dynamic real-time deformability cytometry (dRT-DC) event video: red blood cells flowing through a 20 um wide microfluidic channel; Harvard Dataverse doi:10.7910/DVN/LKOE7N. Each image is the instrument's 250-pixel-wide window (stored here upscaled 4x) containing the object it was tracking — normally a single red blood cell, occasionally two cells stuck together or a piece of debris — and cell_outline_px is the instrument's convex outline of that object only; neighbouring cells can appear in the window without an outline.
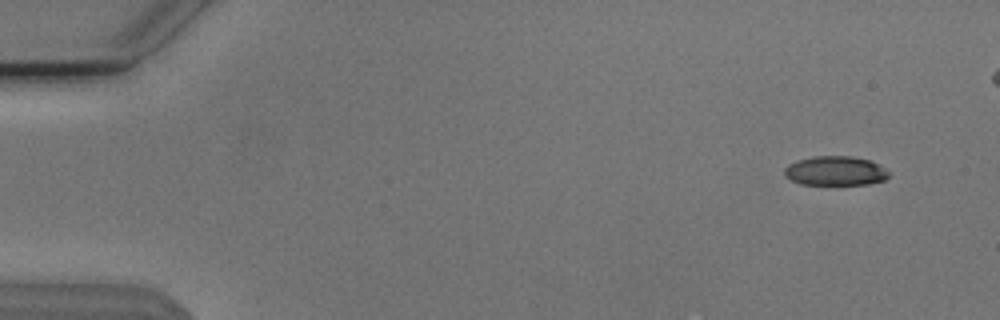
{"species": "Egyptian fruit bat (a non-hibernating species)", "species_latin": "Rousettus aegyptiacus", "temperature_condition": "cold", "stored_images_in_passage": 14, "camera_frame_rate_fps": 3000, "um_per_image_px": 0.085, "animal": {"sex": "male"}, "frame": {"image": 1, "passage_image": 1, "time_ms": 0.0, "image_size_px": [1000, 320], "cell_outline_px": [[888, 176], [884, 180], [868, 184], [800, 184], [784, 176], [784, 168], [788, 164], [796, 160], [816, 156], [848, 156], [868, 160], [884, 168], [888, 172]], "centroid_in_image_um": [70.95, 14.52], "position_along_channel_um": 14.1, "area_um2": 17.63}}